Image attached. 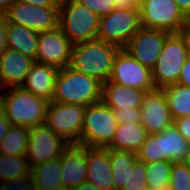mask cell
I'll list each match as a JSON object with an SVG mask.
<instances>
[{
  "label": "cell",
  "instance_id": "6da1fadb",
  "mask_svg": "<svg viewBox=\"0 0 190 190\" xmlns=\"http://www.w3.org/2000/svg\"><path fill=\"white\" fill-rule=\"evenodd\" d=\"M121 49L98 39L74 45L69 67L94 77L103 84L109 80L115 58Z\"/></svg>",
  "mask_w": 190,
  "mask_h": 190
},
{
  "label": "cell",
  "instance_id": "7a4b0ae2",
  "mask_svg": "<svg viewBox=\"0 0 190 190\" xmlns=\"http://www.w3.org/2000/svg\"><path fill=\"white\" fill-rule=\"evenodd\" d=\"M0 105L11 125L28 127L45 124L49 101L22 87L1 89Z\"/></svg>",
  "mask_w": 190,
  "mask_h": 190
},
{
  "label": "cell",
  "instance_id": "3957f363",
  "mask_svg": "<svg viewBox=\"0 0 190 190\" xmlns=\"http://www.w3.org/2000/svg\"><path fill=\"white\" fill-rule=\"evenodd\" d=\"M102 101V83L67 66L60 69L54 87L52 102L79 104L87 107Z\"/></svg>",
  "mask_w": 190,
  "mask_h": 190
},
{
  "label": "cell",
  "instance_id": "277c9868",
  "mask_svg": "<svg viewBox=\"0 0 190 190\" xmlns=\"http://www.w3.org/2000/svg\"><path fill=\"white\" fill-rule=\"evenodd\" d=\"M59 27L74 46L97 39L99 17L77 0H60Z\"/></svg>",
  "mask_w": 190,
  "mask_h": 190
},
{
  "label": "cell",
  "instance_id": "5b68a950",
  "mask_svg": "<svg viewBox=\"0 0 190 190\" xmlns=\"http://www.w3.org/2000/svg\"><path fill=\"white\" fill-rule=\"evenodd\" d=\"M118 125L113 109L103 101L88 105L84 115L80 146L107 148Z\"/></svg>",
  "mask_w": 190,
  "mask_h": 190
},
{
  "label": "cell",
  "instance_id": "8992f818",
  "mask_svg": "<svg viewBox=\"0 0 190 190\" xmlns=\"http://www.w3.org/2000/svg\"><path fill=\"white\" fill-rule=\"evenodd\" d=\"M186 44L181 33H170L164 41L152 71L155 88H164L178 83L181 70L187 60Z\"/></svg>",
  "mask_w": 190,
  "mask_h": 190
},
{
  "label": "cell",
  "instance_id": "52a82bcc",
  "mask_svg": "<svg viewBox=\"0 0 190 190\" xmlns=\"http://www.w3.org/2000/svg\"><path fill=\"white\" fill-rule=\"evenodd\" d=\"M140 26L180 33L188 26V18L174 0H140Z\"/></svg>",
  "mask_w": 190,
  "mask_h": 190
},
{
  "label": "cell",
  "instance_id": "ba28073f",
  "mask_svg": "<svg viewBox=\"0 0 190 190\" xmlns=\"http://www.w3.org/2000/svg\"><path fill=\"white\" fill-rule=\"evenodd\" d=\"M86 107L49 102L45 124L70 145H80Z\"/></svg>",
  "mask_w": 190,
  "mask_h": 190
},
{
  "label": "cell",
  "instance_id": "9c48e42d",
  "mask_svg": "<svg viewBox=\"0 0 190 190\" xmlns=\"http://www.w3.org/2000/svg\"><path fill=\"white\" fill-rule=\"evenodd\" d=\"M69 145L46 124L30 128L25 155L30 169L38 164L59 159Z\"/></svg>",
  "mask_w": 190,
  "mask_h": 190
},
{
  "label": "cell",
  "instance_id": "30bf717a",
  "mask_svg": "<svg viewBox=\"0 0 190 190\" xmlns=\"http://www.w3.org/2000/svg\"><path fill=\"white\" fill-rule=\"evenodd\" d=\"M140 27L139 11L115 9L99 18L97 39L123 48Z\"/></svg>",
  "mask_w": 190,
  "mask_h": 190
},
{
  "label": "cell",
  "instance_id": "8fae6325",
  "mask_svg": "<svg viewBox=\"0 0 190 190\" xmlns=\"http://www.w3.org/2000/svg\"><path fill=\"white\" fill-rule=\"evenodd\" d=\"M4 15L7 22L36 32H45L59 26V7H40L15 1Z\"/></svg>",
  "mask_w": 190,
  "mask_h": 190
},
{
  "label": "cell",
  "instance_id": "7c38bea8",
  "mask_svg": "<svg viewBox=\"0 0 190 190\" xmlns=\"http://www.w3.org/2000/svg\"><path fill=\"white\" fill-rule=\"evenodd\" d=\"M109 81L146 92L155 89L152 71L121 49L115 58Z\"/></svg>",
  "mask_w": 190,
  "mask_h": 190
},
{
  "label": "cell",
  "instance_id": "4fadbf2b",
  "mask_svg": "<svg viewBox=\"0 0 190 190\" xmlns=\"http://www.w3.org/2000/svg\"><path fill=\"white\" fill-rule=\"evenodd\" d=\"M73 45L58 26L39 32L35 62L63 69L70 64Z\"/></svg>",
  "mask_w": 190,
  "mask_h": 190
},
{
  "label": "cell",
  "instance_id": "5bb4252c",
  "mask_svg": "<svg viewBox=\"0 0 190 190\" xmlns=\"http://www.w3.org/2000/svg\"><path fill=\"white\" fill-rule=\"evenodd\" d=\"M169 34L164 30L140 27L122 49L152 70Z\"/></svg>",
  "mask_w": 190,
  "mask_h": 190
},
{
  "label": "cell",
  "instance_id": "9a60e30c",
  "mask_svg": "<svg viewBox=\"0 0 190 190\" xmlns=\"http://www.w3.org/2000/svg\"><path fill=\"white\" fill-rule=\"evenodd\" d=\"M140 114L141 124L148 134L163 132L173 124L166 95L160 88L145 93Z\"/></svg>",
  "mask_w": 190,
  "mask_h": 190
},
{
  "label": "cell",
  "instance_id": "2e32d148",
  "mask_svg": "<svg viewBox=\"0 0 190 190\" xmlns=\"http://www.w3.org/2000/svg\"><path fill=\"white\" fill-rule=\"evenodd\" d=\"M35 60L6 48L0 54V89L21 87Z\"/></svg>",
  "mask_w": 190,
  "mask_h": 190
},
{
  "label": "cell",
  "instance_id": "e0dca14e",
  "mask_svg": "<svg viewBox=\"0 0 190 190\" xmlns=\"http://www.w3.org/2000/svg\"><path fill=\"white\" fill-rule=\"evenodd\" d=\"M61 183L66 190L86 182L87 147L69 145L60 157Z\"/></svg>",
  "mask_w": 190,
  "mask_h": 190
},
{
  "label": "cell",
  "instance_id": "ac0fdd59",
  "mask_svg": "<svg viewBox=\"0 0 190 190\" xmlns=\"http://www.w3.org/2000/svg\"><path fill=\"white\" fill-rule=\"evenodd\" d=\"M109 149L87 147V179L102 190H113Z\"/></svg>",
  "mask_w": 190,
  "mask_h": 190
},
{
  "label": "cell",
  "instance_id": "d6986e66",
  "mask_svg": "<svg viewBox=\"0 0 190 190\" xmlns=\"http://www.w3.org/2000/svg\"><path fill=\"white\" fill-rule=\"evenodd\" d=\"M59 71L57 67L34 62L21 87L51 102Z\"/></svg>",
  "mask_w": 190,
  "mask_h": 190
},
{
  "label": "cell",
  "instance_id": "ffe728a7",
  "mask_svg": "<svg viewBox=\"0 0 190 190\" xmlns=\"http://www.w3.org/2000/svg\"><path fill=\"white\" fill-rule=\"evenodd\" d=\"M146 91L134 87H124L112 81L102 84V101L112 109L141 107Z\"/></svg>",
  "mask_w": 190,
  "mask_h": 190
},
{
  "label": "cell",
  "instance_id": "44dd1931",
  "mask_svg": "<svg viewBox=\"0 0 190 190\" xmlns=\"http://www.w3.org/2000/svg\"><path fill=\"white\" fill-rule=\"evenodd\" d=\"M39 32L6 21L7 48L16 50L24 56L35 60Z\"/></svg>",
  "mask_w": 190,
  "mask_h": 190
},
{
  "label": "cell",
  "instance_id": "7402d4cb",
  "mask_svg": "<svg viewBox=\"0 0 190 190\" xmlns=\"http://www.w3.org/2000/svg\"><path fill=\"white\" fill-rule=\"evenodd\" d=\"M149 134L141 123L119 124L107 149L137 152Z\"/></svg>",
  "mask_w": 190,
  "mask_h": 190
},
{
  "label": "cell",
  "instance_id": "603a6c76",
  "mask_svg": "<svg viewBox=\"0 0 190 190\" xmlns=\"http://www.w3.org/2000/svg\"><path fill=\"white\" fill-rule=\"evenodd\" d=\"M30 173L34 178V184L37 190L64 189L61 183L60 158L33 166Z\"/></svg>",
  "mask_w": 190,
  "mask_h": 190
},
{
  "label": "cell",
  "instance_id": "cb8c5ba5",
  "mask_svg": "<svg viewBox=\"0 0 190 190\" xmlns=\"http://www.w3.org/2000/svg\"><path fill=\"white\" fill-rule=\"evenodd\" d=\"M163 161L183 162L189 144L174 124L162 132Z\"/></svg>",
  "mask_w": 190,
  "mask_h": 190
},
{
  "label": "cell",
  "instance_id": "d4e9b609",
  "mask_svg": "<svg viewBox=\"0 0 190 190\" xmlns=\"http://www.w3.org/2000/svg\"><path fill=\"white\" fill-rule=\"evenodd\" d=\"M162 89L168 101L172 120L190 116V87L176 83Z\"/></svg>",
  "mask_w": 190,
  "mask_h": 190
},
{
  "label": "cell",
  "instance_id": "484cf974",
  "mask_svg": "<svg viewBox=\"0 0 190 190\" xmlns=\"http://www.w3.org/2000/svg\"><path fill=\"white\" fill-rule=\"evenodd\" d=\"M113 179V190H121L127 182L128 169L137 159L136 153L125 150L109 149Z\"/></svg>",
  "mask_w": 190,
  "mask_h": 190
},
{
  "label": "cell",
  "instance_id": "4316f807",
  "mask_svg": "<svg viewBox=\"0 0 190 190\" xmlns=\"http://www.w3.org/2000/svg\"><path fill=\"white\" fill-rule=\"evenodd\" d=\"M30 129L11 125L0 142V154L2 155H26Z\"/></svg>",
  "mask_w": 190,
  "mask_h": 190
},
{
  "label": "cell",
  "instance_id": "83f0119b",
  "mask_svg": "<svg viewBox=\"0 0 190 190\" xmlns=\"http://www.w3.org/2000/svg\"><path fill=\"white\" fill-rule=\"evenodd\" d=\"M30 167L25 155L0 154V181L20 179L30 174Z\"/></svg>",
  "mask_w": 190,
  "mask_h": 190
},
{
  "label": "cell",
  "instance_id": "f1b7e54d",
  "mask_svg": "<svg viewBox=\"0 0 190 190\" xmlns=\"http://www.w3.org/2000/svg\"><path fill=\"white\" fill-rule=\"evenodd\" d=\"M172 162L157 161L146 164L147 187L161 190L168 188Z\"/></svg>",
  "mask_w": 190,
  "mask_h": 190
},
{
  "label": "cell",
  "instance_id": "f546056e",
  "mask_svg": "<svg viewBox=\"0 0 190 190\" xmlns=\"http://www.w3.org/2000/svg\"><path fill=\"white\" fill-rule=\"evenodd\" d=\"M136 157L146 164L163 161L162 132L149 134L136 152Z\"/></svg>",
  "mask_w": 190,
  "mask_h": 190
},
{
  "label": "cell",
  "instance_id": "4dcf8cb0",
  "mask_svg": "<svg viewBox=\"0 0 190 190\" xmlns=\"http://www.w3.org/2000/svg\"><path fill=\"white\" fill-rule=\"evenodd\" d=\"M146 163L135 160L128 169L127 182L121 190H145L147 188Z\"/></svg>",
  "mask_w": 190,
  "mask_h": 190
},
{
  "label": "cell",
  "instance_id": "1f68e13d",
  "mask_svg": "<svg viewBox=\"0 0 190 190\" xmlns=\"http://www.w3.org/2000/svg\"><path fill=\"white\" fill-rule=\"evenodd\" d=\"M169 190H190V168L184 162L172 163Z\"/></svg>",
  "mask_w": 190,
  "mask_h": 190
},
{
  "label": "cell",
  "instance_id": "d6a6232c",
  "mask_svg": "<svg viewBox=\"0 0 190 190\" xmlns=\"http://www.w3.org/2000/svg\"><path fill=\"white\" fill-rule=\"evenodd\" d=\"M91 11L97 14L99 18L106 16L115 10L113 0H77Z\"/></svg>",
  "mask_w": 190,
  "mask_h": 190
},
{
  "label": "cell",
  "instance_id": "836d02e7",
  "mask_svg": "<svg viewBox=\"0 0 190 190\" xmlns=\"http://www.w3.org/2000/svg\"><path fill=\"white\" fill-rule=\"evenodd\" d=\"M0 190H37L34 184V178L31 173L20 179L4 181L0 185Z\"/></svg>",
  "mask_w": 190,
  "mask_h": 190
},
{
  "label": "cell",
  "instance_id": "e575fe53",
  "mask_svg": "<svg viewBox=\"0 0 190 190\" xmlns=\"http://www.w3.org/2000/svg\"><path fill=\"white\" fill-rule=\"evenodd\" d=\"M115 117L119 124L141 123L140 107H133L126 110L113 109Z\"/></svg>",
  "mask_w": 190,
  "mask_h": 190
},
{
  "label": "cell",
  "instance_id": "d590c367",
  "mask_svg": "<svg viewBox=\"0 0 190 190\" xmlns=\"http://www.w3.org/2000/svg\"><path fill=\"white\" fill-rule=\"evenodd\" d=\"M173 124L184 136L190 146V116L173 120Z\"/></svg>",
  "mask_w": 190,
  "mask_h": 190
},
{
  "label": "cell",
  "instance_id": "8d00e7d4",
  "mask_svg": "<svg viewBox=\"0 0 190 190\" xmlns=\"http://www.w3.org/2000/svg\"><path fill=\"white\" fill-rule=\"evenodd\" d=\"M115 9L139 11L140 0H113Z\"/></svg>",
  "mask_w": 190,
  "mask_h": 190
},
{
  "label": "cell",
  "instance_id": "74e56055",
  "mask_svg": "<svg viewBox=\"0 0 190 190\" xmlns=\"http://www.w3.org/2000/svg\"><path fill=\"white\" fill-rule=\"evenodd\" d=\"M178 84L185 87H190V58H187L183 65Z\"/></svg>",
  "mask_w": 190,
  "mask_h": 190
},
{
  "label": "cell",
  "instance_id": "f35d334b",
  "mask_svg": "<svg viewBox=\"0 0 190 190\" xmlns=\"http://www.w3.org/2000/svg\"><path fill=\"white\" fill-rule=\"evenodd\" d=\"M16 2L36 5L40 7H59L60 0H15Z\"/></svg>",
  "mask_w": 190,
  "mask_h": 190
},
{
  "label": "cell",
  "instance_id": "ab89813d",
  "mask_svg": "<svg viewBox=\"0 0 190 190\" xmlns=\"http://www.w3.org/2000/svg\"><path fill=\"white\" fill-rule=\"evenodd\" d=\"M7 48L6 44V18L0 14V54Z\"/></svg>",
  "mask_w": 190,
  "mask_h": 190
},
{
  "label": "cell",
  "instance_id": "60d3db41",
  "mask_svg": "<svg viewBox=\"0 0 190 190\" xmlns=\"http://www.w3.org/2000/svg\"><path fill=\"white\" fill-rule=\"evenodd\" d=\"M10 126L11 123L5 116L2 106L0 105V142L5 137Z\"/></svg>",
  "mask_w": 190,
  "mask_h": 190
},
{
  "label": "cell",
  "instance_id": "b9f144b4",
  "mask_svg": "<svg viewBox=\"0 0 190 190\" xmlns=\"http://www.w3.org/2000/svg\"><path fill=\"white\" fill-rule=\"evenodd\" d=\"M183 14L189 18L190 16V0H174Z\"/></svg>",
  "mask_w": 190,
  "mask_h": 190
},
{
  "label": "cell",
  "instance_id": "7bdbcfd3",
  "mask_svg": "<svg viewBox=\"0 0 190 190\" xmlns=\"http://www.w3.org/2000/svg\"><path fill=\"white\" fill-rule=\"evenodd\" d=\"M180 33L184 37V41L186 44L187 56H188V58H190V27L186 26Z\"/></svg>",
  "mask_w": 190,
  "mask_h": 190
},
{
  "label": "cell",
  "instance_id": "ee69618b",
  "mask_svg": "<svg viewBox=\"0 0 190 190\" xmlns=\"http://www.w3.org/2000/svg\"><path fill=\"white\" fill-rule=\"evenodd\" d=\"M70 190H102V189L97 188L96 186L86 181Z\"/></svg>",
  "mask_w": 190,
  "mask_h": 190
},
{
  "label": "cell",
  "instance_id": "f6af8a7d",
  "mask_svg": "<svg viewBox=\"0 0 190 190\" xmlns=\"http://www.w3.org/2000/svg\"><path fill=\"white\" fill-rule=\"evenodd\" d=\"M15 0H0V14H5Z\"/></svg>",
  "mask_w": 190,
  "mask_h": 190
},
{
  "label": "cell",
  "instance_id": "bcb514c9",
  "mask_svg": "<svg viewBox=\"0 0 190 190\" xmlns=\"http://www.w3.org/2000/svg\"><path fill=\"white\" fill-rule=\"evenodd\" d=\"M190 168V146L186 155V158L183 161Z\"/></svg>",
  "mask_w": 190,
  "mask_h": 190
},
{
  "label": "cell",
  "instance_id": "7dc6e473",
  "mask_svg": "<svg viewBox=\"0 0 190 190\" xmlns=\"http://www.w3.org/2000/svg\"><path fill=\"white\" fill-rule=\"evenodd\" d=\"M145 190H158V189L147 187ZM161 190H169V189H168V188H163V189H161Z\"/></svg>",
  "mask_w": 190,
  "mask_h": 190
},
{
  "label": "cell",
  "instance_id": "c3c4849f",
  "mask_svg": "<svg viewBox=\"0 0 190 190\" xmlns=\"http://www.w3.org/2000/svg\"><path fill=\"white\" fill-rule=\"evenodd\" d=\"M188 26L190 27V16L188 18Z\"/></svg>",
  "mask_w": 190,
  "mask_h": 190
}]
</instances>
